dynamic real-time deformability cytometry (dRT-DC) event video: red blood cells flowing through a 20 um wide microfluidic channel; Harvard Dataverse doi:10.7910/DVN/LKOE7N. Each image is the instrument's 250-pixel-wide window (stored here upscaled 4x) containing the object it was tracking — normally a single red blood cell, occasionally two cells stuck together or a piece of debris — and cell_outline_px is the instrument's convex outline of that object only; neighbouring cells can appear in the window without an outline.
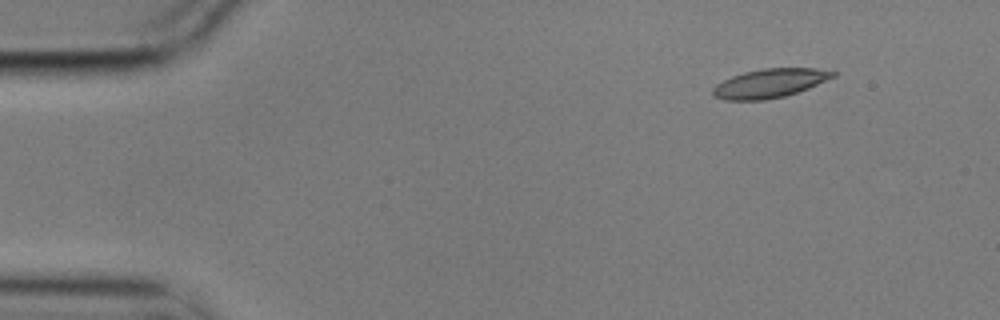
{"species": "common noctule bat (a hibernating species)", "species_latin": "Nyctalus noctula", "temperature_condition": "cold", "stored_images_in_passage": 3, "camera_frame_rate_fps": 3000, "um_per_image_px": 0.085, "animal": {"sex": "male", "body_mass_g": 17.9}, "frame": {"image": 1, "passage_image": 1, "time_ms": 0.0, "image_size_px": [1000, 320], "cell_outline_px": [[836, 76], [808, 88], [784, 96], [764, 100], [724, 100], [712, 96], [712, 88], [716, 84], [732, 76], [744, 72], [764, 68], [816, 68], [836, 72]], "centroid_in_image_um": [65.4, 7.08], "position_along_channel_um": 19.6, "area_um2": 20.17}}
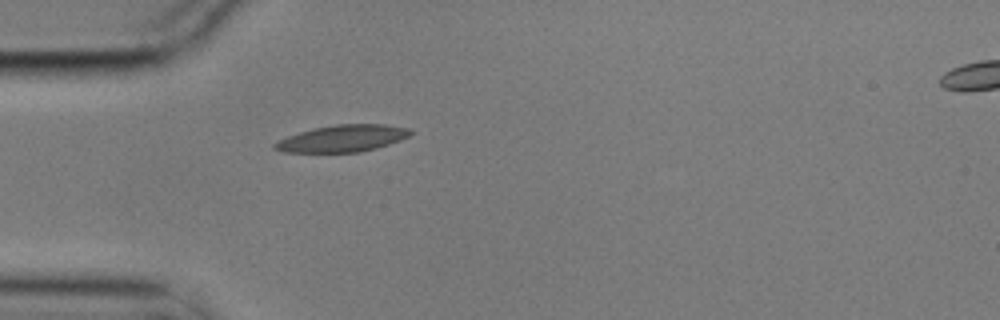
{"frame": {"image": 2, "passage_image": 3, "time_ms": 0.667, "image_size_px": [1000, 320], "cell_outline_px": [[412, 132], [408, 136], [400, 140], [376, 148], [360, 152], [284, 152], [272, 148], [272, 144], [288, 136], [300, 132], [316, 128], [336, 124], [384, 124], [408, 128]], "centroid_in_image_um": [29.1, 11.77], "position_along_channel_um": 55.9, "area_um2": 20.98}}